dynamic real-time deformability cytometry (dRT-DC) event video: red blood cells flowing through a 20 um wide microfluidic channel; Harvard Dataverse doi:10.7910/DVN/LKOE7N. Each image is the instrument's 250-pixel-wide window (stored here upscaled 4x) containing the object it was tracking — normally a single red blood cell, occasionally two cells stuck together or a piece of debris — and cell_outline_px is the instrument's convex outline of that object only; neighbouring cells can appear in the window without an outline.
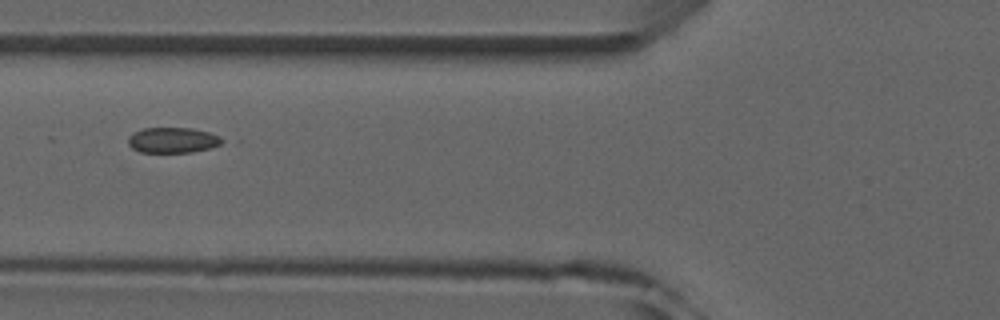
{"species": "common noctule bat (a hibernating species)", "species_latin": "Nyctalus noctula", "temperature_condition": "room temperature", "stored_images_in_passage": 6, "camera_frame_rate_fps": 3000, "um_per_image_px": 0.085, "animal": {"sex": "male", "forearm_length_mm": 52.5}, "frame": {"image": 1, "passage_image": 5, "time_ms": 5.333, "image_size_px": [1000, 320], "cell_outline_px": [[228, 140], [220, 144], [208, 148], [192, 152], [140, 152], [132, 148], [128, 144], [128, 136], [132, 132], [144, 128], [192, 128], [208, 132], [220, 136]], "centroid_in_image_um": [14.68, 11.9], "position_along_channel_um": 111.1, "area_um2": 14.05}}
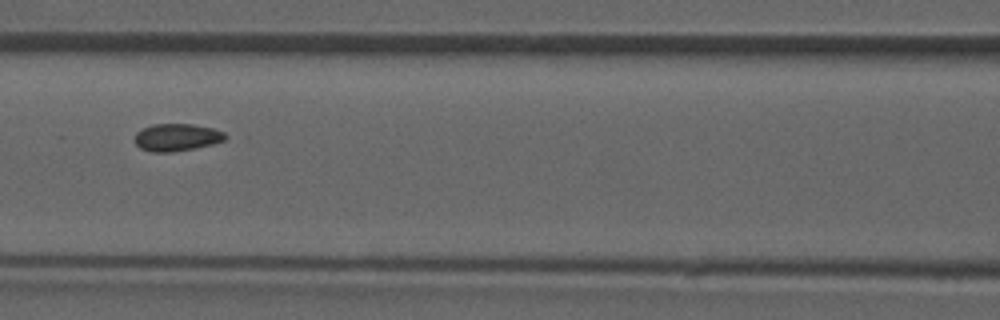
{"frame": {"image": 2, "passage_image": 6, "time_ms": 6.333, "image_size_px": [1000, 320], "cell_outline_px": [[232, 136], [224, 140], [212, 144], [196, 148], [172, 152], [152, 152], [140, 148], [136, 144], [136, 132], [140, 128], [152, 124], [192, 124], [212, 128], [224, 132]], "centroid_in_image_um": [15.05, 11.67], "position_along_channel_um": 151.5, "area_um2": 14.62}}